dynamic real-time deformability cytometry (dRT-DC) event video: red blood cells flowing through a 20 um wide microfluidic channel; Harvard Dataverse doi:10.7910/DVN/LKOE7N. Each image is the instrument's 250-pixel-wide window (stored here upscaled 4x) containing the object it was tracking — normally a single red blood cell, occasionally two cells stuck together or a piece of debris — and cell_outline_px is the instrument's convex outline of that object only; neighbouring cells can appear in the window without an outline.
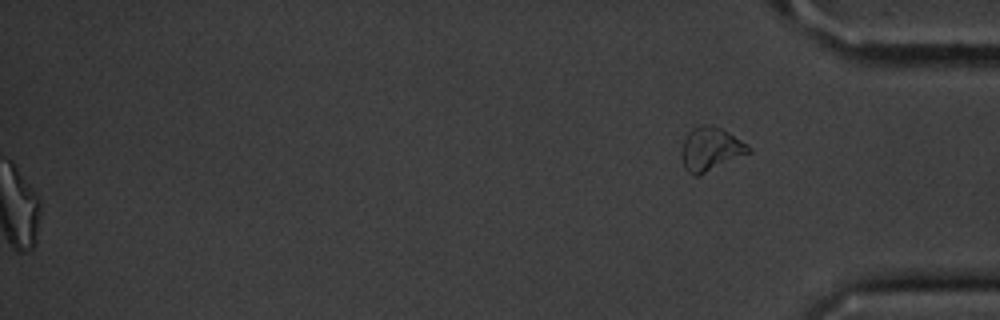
{"species": "common noctule bat (a hibernating species)", "species_latin": "Nyctalus noctula", "temperature_condition": "cold", "stored_images_in_passage": 42, "segment_of_instrument_passage": [2, 2], "camera_frame_rate_fps": 3000, "um_per_image_px": 0.085, "animal": {"sex": "male", "body_mass_g": 20.1, "forearm_length_mm": 53.5}, "frame": {"image": 1, "passage_image": 42, "time_ms": 13.667, "image_size_px": [1000, 320], "cell_outline_px": [[752, 152], [700, 176], [692, 176], [684, 168], [680, 160], [680, 152], [684, 140], [688, 132], [692, 128], [700, 124], [708, 124], [720, 128], [748, 144], [752, 148]], "centroid_in_image_um": [60.38, 12.7], "position_along_channel_um": 374.8, "area_um2": 17.46}}